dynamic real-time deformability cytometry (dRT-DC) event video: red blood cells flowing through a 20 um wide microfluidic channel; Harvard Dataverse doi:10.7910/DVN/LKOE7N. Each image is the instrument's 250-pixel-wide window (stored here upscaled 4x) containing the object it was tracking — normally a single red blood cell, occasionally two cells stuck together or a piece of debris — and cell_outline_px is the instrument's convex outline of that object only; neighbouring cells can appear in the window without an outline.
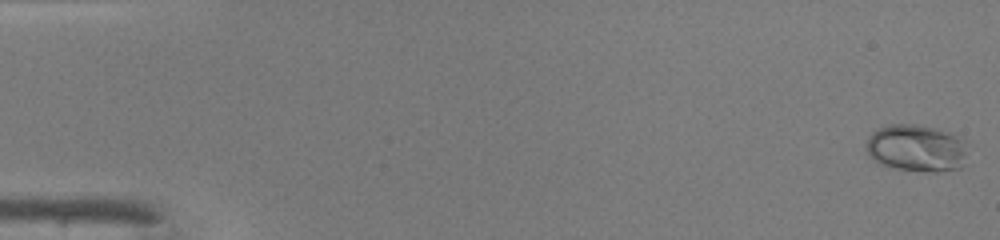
{"species": "common noctule bat (a hibernating species)", "species_latin": "Nyctalus noctula", "temperature_condition": "warm", "stored_images_in_passage": 14, "camera_frame_rate_fps": 3000, "um_per_image_px": 0.085, "animal": {"sex": "male", "body_mass_g": 19.0, "forearm_length_mm": 50.8}, "frame": {"image": 1, "passage_image": 1, "time_ms": 0.0, "image_size_px": [1000, 240], "cell_outline_px": [[964, 152], [960, 168], [936, 172], [932, 172], [896, 168], [880, 164], [864, 148], [872, 132], [888, 124], [916, 124], [948, 132], [964, 140]], "centroid_in_image_um": [77.85, 12.58], "position_along_channel_um": 7.2, "area_um2": 27.22}}
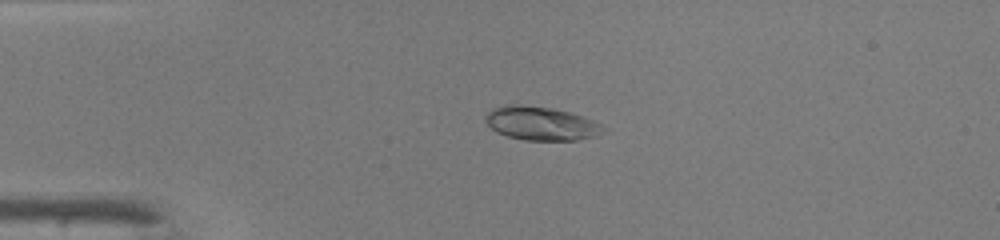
{"frame": {"image": 2, "passage_image": 12, "time_ms": 3.667, "image_size_px": [1000, 240], "cell_outline_px": [[604, 132], [596, 136], [576, 140], [524, 140], [508, 136], [496, 132], [484, 120], [484, 116], [492, 108], [504, 104], [520, 104], [552, 108], [568, 112], [592, 120], [600, 124], [604, 128]], "centroid_in_image_um": [45.94, 10.48], "position_along_channel_um": 39.1, "area_um2": 23.06}}